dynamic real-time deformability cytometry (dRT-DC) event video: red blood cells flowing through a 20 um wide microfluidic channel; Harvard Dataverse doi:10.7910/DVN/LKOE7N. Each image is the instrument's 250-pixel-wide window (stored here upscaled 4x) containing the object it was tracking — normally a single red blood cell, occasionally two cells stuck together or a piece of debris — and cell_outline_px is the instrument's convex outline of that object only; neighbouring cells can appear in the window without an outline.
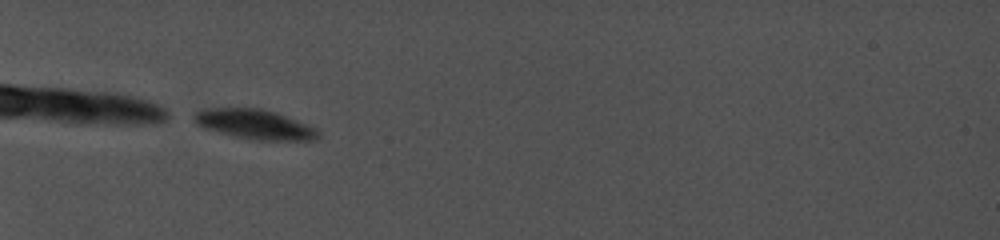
{"species": "common noctule bat (a hibernating species)", "species_latin": "Nyctalus noctula", "temperature_condition": "cold", "stored_images_in_passage": 16, "camera_frame_rate_fps": 5000, "um_per_image_px": 0.085, "animal": {"sex": "female", "body_mass_g": 19.0, "forearm_length_mm": 56.7}, "frame": {"image": 1, "passage_image": 1, "time_ms": 0.0, "image_size_px": [1000, 240], "cell_outline_px": [[320, 136], [316, 140], [252, 140], [232, 136], [204, 128], [196, 124], [196, 112], [216, 108], [248, 108], [272, 112], [312, 128], [320, 132]], "centroid_in_image_um": [21.62, 10.61], "position_along_channel_um": 63.4, "area_um2": 20.52}}
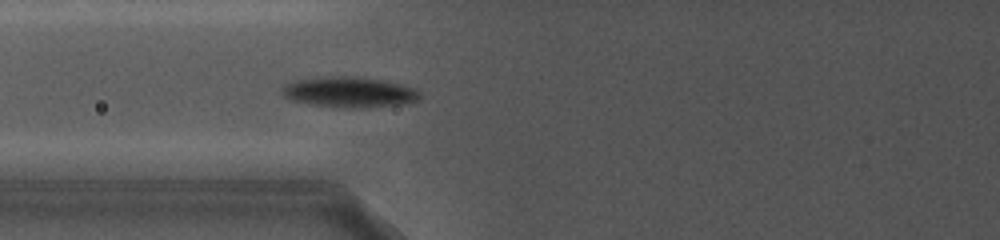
{"frame": {"image": 2, "passage_image": 12, "time_ms": 1.8, "image_size_px": [1000, 240], "cell_outline_px": [[420, 96], [416, 100], [396, 104], [368, 108], [336, 108], [308, 104], [292, 100], [284, 96], [284, 88], [288, 84], [296, 80], [320, 76], [348, 76], [380, 80], [396, 84], [408, 88], [416, 92]], "centroid_in_image_um": [29.58, 7.85], "position_along_channel_um": 96.2, "area_um2": 23.87}}